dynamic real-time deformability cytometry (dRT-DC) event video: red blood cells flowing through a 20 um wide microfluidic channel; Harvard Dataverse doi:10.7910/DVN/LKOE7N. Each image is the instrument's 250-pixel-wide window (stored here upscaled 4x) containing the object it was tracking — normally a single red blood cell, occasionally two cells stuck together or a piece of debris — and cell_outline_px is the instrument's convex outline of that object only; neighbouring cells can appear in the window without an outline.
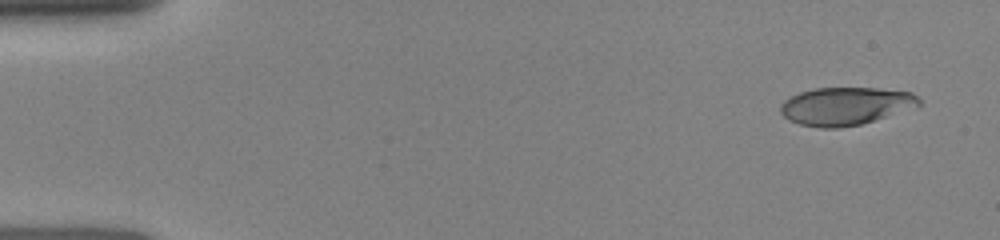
{"species": "human", "species_latin": "Homo sapiens", "temperature_condition": "room temperature", "stored_images_in_passage": 6, "camera_frame_rate_fps": 3000, "um_per_image_px": 0.085, "donor": {"sex": "female"}, "frame": {"image": 1, "passage_image": 1, "time_ms": 0.0, "image_size_px": [1000, 240], "cell_outline_px": [[920, 104], [860, 124], [840, 128], [820, 128], [800, 124], [788, 120], [780, 112], [780, 104], [784, 100], [800, 92], [816, 88], [876, 88], [912, 92], [920, 96]], "centroid_in_image_um": [71.81, 9.01], "position_along_channel_um": 13.2, "area_um2": 30.17}}
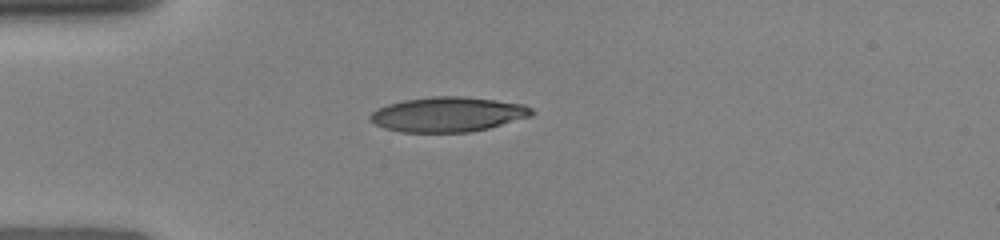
{"frame": {"image": 2, "passage_image": 4, "time_ms": 3.333, "image_size_px": [1000, 240], "cell_outline_px": [[536, 112], [532, 116], [488, 128], [472, 132], [400, 132], [384, 128], [368, 120], [368, 116], [376, 108], [388, 104], [404, 100], [432, 96], [464, 96], [496, 100], [524, 104], [532, 108]], "centroid_in_image_um": [38.07, 9.72], "position_along_channel_um": 46.9, "area_um2": 33.06}}
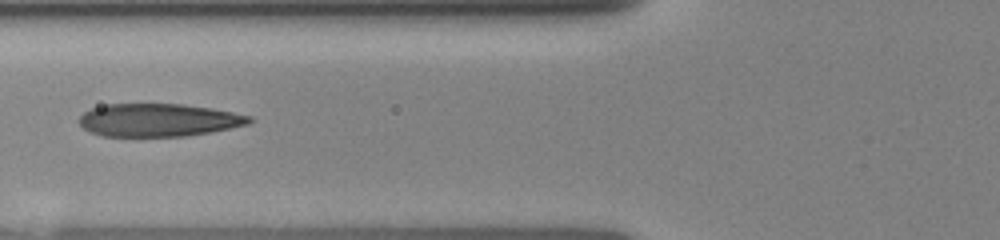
{"frame": {"image": 3, "passage_image": 6, "time_ms": 5.333, "image_size_px": [1000, 240], "cell_outline_px": [[252, 120], [248, 124], [188, 136], [100, 136], [88, 132], [76, 120], [84, 112], [92, 108], [104, 104], [184, 104], [212, 108], [252, 116]], "centroid_in_image_um": [13.42, 10.2], "position_along_channel_um": 112.4, "area_um2": 32.71}}